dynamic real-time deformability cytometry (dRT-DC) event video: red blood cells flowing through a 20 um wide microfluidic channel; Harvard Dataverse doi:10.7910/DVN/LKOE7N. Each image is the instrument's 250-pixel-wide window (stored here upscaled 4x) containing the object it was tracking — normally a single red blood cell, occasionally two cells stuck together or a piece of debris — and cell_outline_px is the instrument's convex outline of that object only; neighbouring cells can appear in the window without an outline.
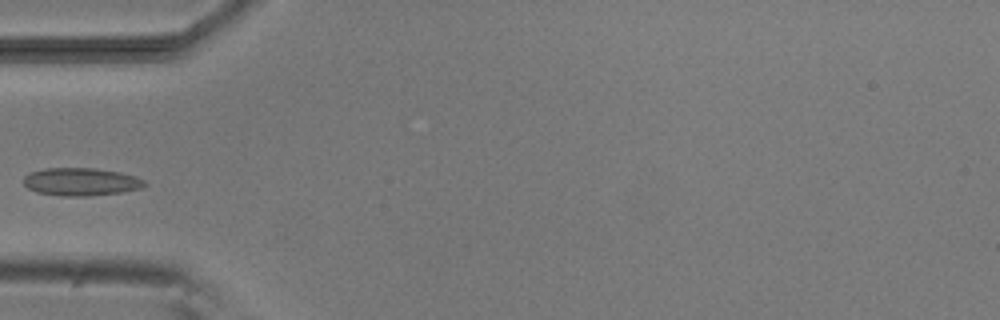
{"species": "common noctule bat (a hibernating species)", "species_latin": "Nyctalus noctula", "temperature_condition": "room temperature", "stored_images_in_passage": 4, "camera_frame_rate_fps": 3000, "um_per_image_px": 0.085, "animal": {"sex": "male", "body_mass_g": 20.5, "forearm_length_mm": 52.5}, "frame": {"image": 1, "passage_image": 3, "time_ms": 2.333, "image_size_px": [1000, 320], "cell_outline_px": [[148, 184], [140, 188], [120, 192], [88, 196], [64, 196], [36, 192], [28, 188], [24, 184], [24, 176], [28, 172], [44, 168], [96, 168], [120, 172], [136, 176], [144, 180]], "centroid_in_image_um": [6.87, 15.44], "position_along_channel_um": 78.1, "area_um2": 19.71}}
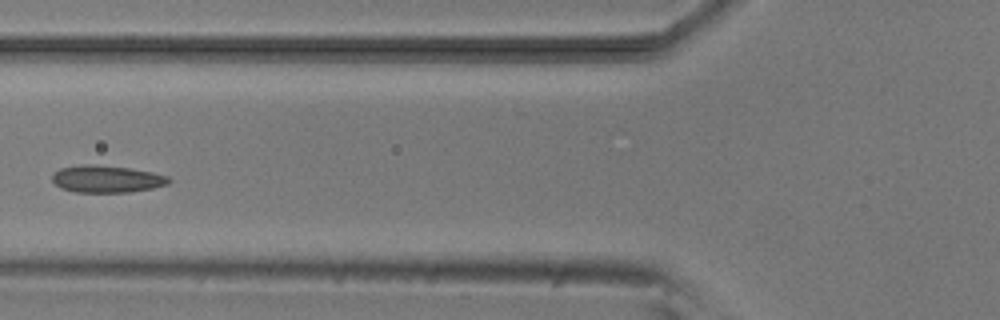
{"frame": {"image": 2, "passage_image": 4, "time_ms": 3.333, "image_size_px": [1000, 320], "cell_outline_px": [[172, 180], [168, 184], [152, 188], [128, 192], [76, 192], [60, 188], [52, 180], [52, 172], [60, 168], [84, 164], [96, 164], [128, 168], [152, 172], [168, 176]], "centroid_in_image_um": [9.05, 15.21], "position_along_channel_um": 116.8, "area_um2": 18.5}}